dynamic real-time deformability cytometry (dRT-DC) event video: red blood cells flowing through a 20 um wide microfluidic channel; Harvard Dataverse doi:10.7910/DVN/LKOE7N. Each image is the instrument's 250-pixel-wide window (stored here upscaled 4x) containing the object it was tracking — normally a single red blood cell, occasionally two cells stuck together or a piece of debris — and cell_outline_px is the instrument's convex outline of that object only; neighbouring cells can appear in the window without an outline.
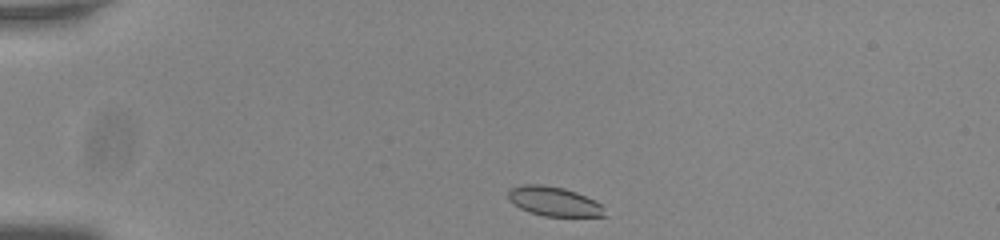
{"species": "common noctule bat (a hibernating species)", "species_latin": "Nyctalus noctula", "temperature_condition": "room temperature", "stored_images_in_passage": 43, "camera_frame_rate_fps": 3000, "um_per_image_px": 0.085, "animal": {"sex": "male", "body_mass_g": 20.0, "forearm_length_mm": 53.3}, "frame": {"image": 1, "passage_image": 1, "time_ms": 0.0, "image_size_px": [1000, 240], "cell_outline_px": [[608, 216], [544, 216], [520, 208], [508, 200], [508, 192], [512, 188], [524, 184], [540, 184], [564, 188], [576, 192], [600, 204]], "centroid_in_image_um": [47.07, 17.12], "position_along_channel_um": 37.9, "area_um2": 16.24}}
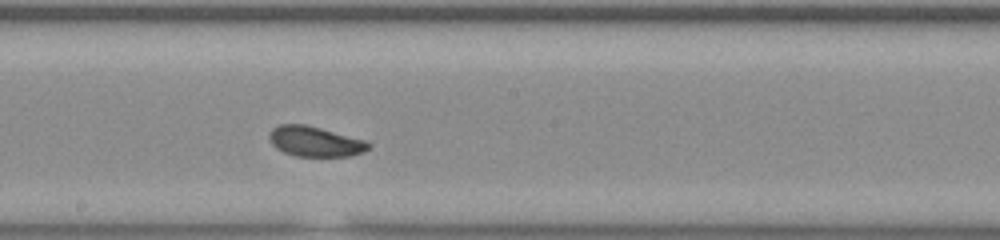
{"frame": {"image": 2, "passage_image": 20, "time_ms": 6.333, "image_size_px": [1000, 240], "cell_outline_px": [[372, 148], [364, 152], [352, 156], [296, 156], [284, 152], [276, 148], [272, 144], [268, 136], [272, 128], [280, 124], [304, 124], [368, 140], [372, 144]], "centroid_in_image_um": [26.84, 12.03], "position_along_channel_um": 221.4, "area_um2": 17.69}}
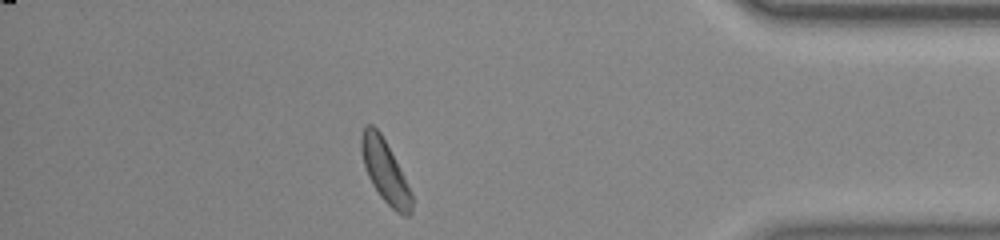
{"frame": {"image": 3, "passage_image": 37, "time_ms": 12.0, "image_size_px": [1000, 240], "cell_outline_px": [[412, 212], [408, 216], [404, 216], [396, 212], [380, 196], [372, 184], [368, 176], [364, 164], [360, 148], [360, 136], [364, 128], [368, 124], [372, 124], [380, 132], [412, 192]], "centroid_in_image_um": [32.72, 14.58], "position_along_channel_um": 402.5, "area_um2": 18.09}, "authors_computed_cell_mechanics": {"area_um2": 17.5134, "velocity_mm_per_s": 3.7468, "shape_relaxation_time_tau1_ms": 2.2769, "shape_relaxation_time_tau2_ms": 4.4117, "deformation_change_tau1": 0.0893, "deformation_change_tau2": 0.1035}}